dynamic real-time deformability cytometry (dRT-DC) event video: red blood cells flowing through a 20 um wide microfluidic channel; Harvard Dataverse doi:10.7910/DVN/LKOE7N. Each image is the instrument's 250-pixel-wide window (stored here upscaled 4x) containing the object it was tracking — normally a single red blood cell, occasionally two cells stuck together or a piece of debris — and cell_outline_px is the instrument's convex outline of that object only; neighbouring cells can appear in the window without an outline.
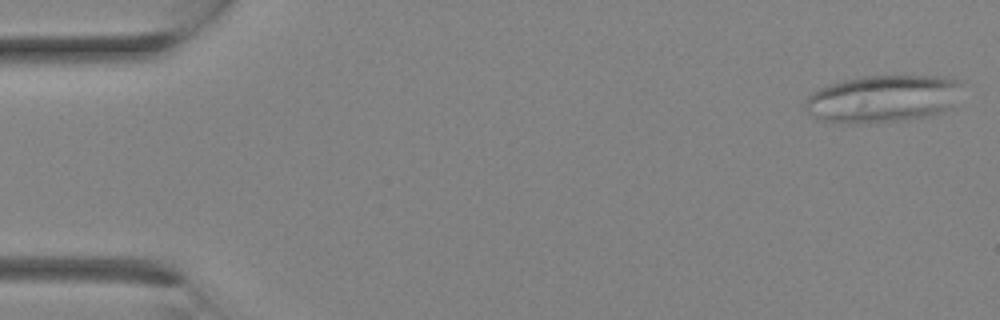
{"species": "Egyptian fruit bat (a non-hibernating species)", "species_latin": "Rousettus aegyptiacus", "temperature_condition": "room temperature", "stored_images_in_passage": 12, "camera_frame_rate_fps": 3000, "um_per_image_px": 0.085, "animal": {"sex": "female"}, "frame": {"image": 1, "passage_image": 1, "time_ms": 0.0, "image_size_px": [1000, 320], "cell_outline_px": [[960, 84], [956, 108], [928, 116], [904, 120], [860, 124], [848, 124], [816, 120], [804, 108], [804, 100], [812, 92], [828, 84], [840, 80], [860, 76], [940, 76], [960, 80]], "centroid_in_image_um": [75.02, 8.41], "position_along_channel_um": 10.0, "area_um2": 44.22}}
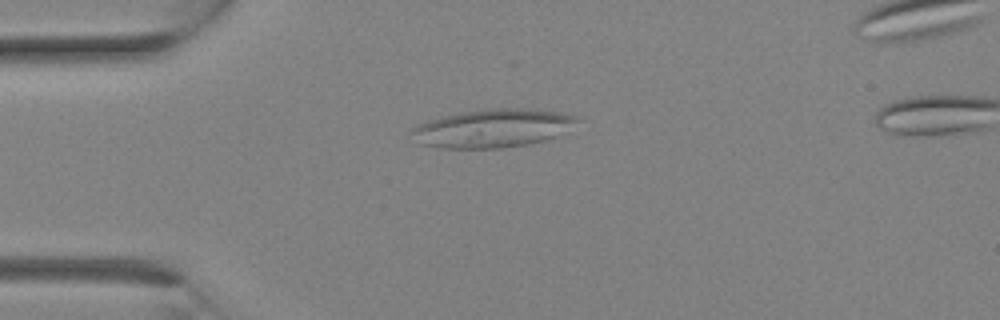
{"frame": {"image": 2, "passage_image": 7, "time_ms": 2.0, "image_size_px": [1000, 320], "cell_outline_px": [[580, 120], [556, 136], [544, 140], [504, 148], [440, 148], [420, 144], [412, 132], [412, 128], [428, 120], [444, 116], [464, 112], [496, 108], [520, 108], [556, 112], [576, 116]], "centroid_in_image_um": [41.86, 10.91], "position_along_channel_um": 43.1, "area_um2": 36.18}}
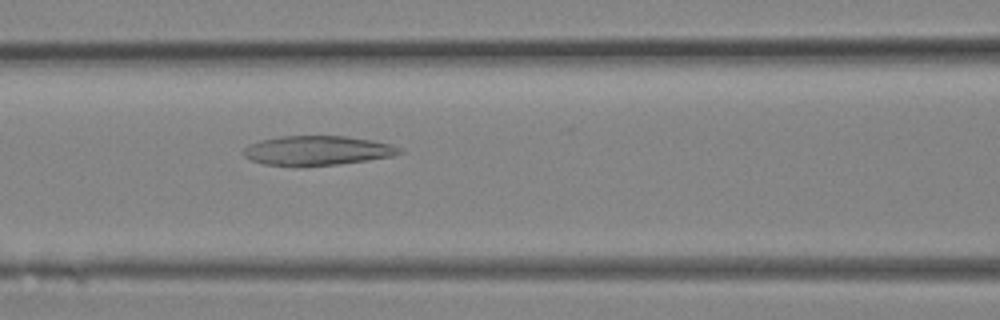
{"frame": {"image": 3, "passage_image": 12, "time_ms": 3.667, "image_size_px": [1000, 320], "cell_outline_px": [[404, 152], [392, 156], [368, 160], [336, 164], [296, 168], [264, 164], [252, 160], [244, 156], [244, 148], [260, 140], [280, 136], [344, 136], [372, 140], [392, 144], [400, 148]], "centroid_in_image_um": [26.96, 12.81], "position_along_channel_um": 139.6, "area_um2": 27.05}}